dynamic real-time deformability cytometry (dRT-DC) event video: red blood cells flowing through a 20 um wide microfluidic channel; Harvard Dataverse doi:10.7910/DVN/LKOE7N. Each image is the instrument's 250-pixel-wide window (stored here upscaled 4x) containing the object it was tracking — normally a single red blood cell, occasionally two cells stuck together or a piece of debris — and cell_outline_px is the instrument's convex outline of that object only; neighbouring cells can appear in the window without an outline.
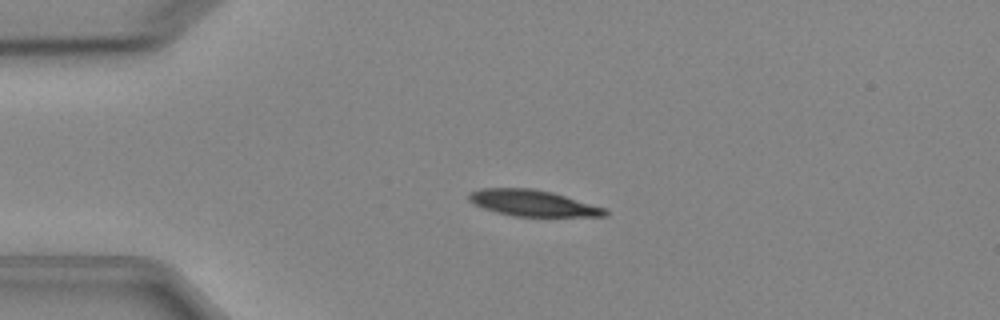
{"species": "Egyptian fruit bat (a non-hibernating species)", "species_latin": "Rousettus aegyptiacus", "temperature_condition": "cold", "stored_images_in_passage": 5, "camera_frame_rate_fps": 3000, "um_per_image_px": 0.085, "animal": {"sex": "female"}, "frame": {"image": 1, "passage_image": 4, "time_ms": 3.667, "image_size_px": [1000, 320], "cell_outline_px": [[608, 216], [512, 216], [496, 212], [484, 208], [468, 200], [468, 192], [480, 188], [532, 188], [552, 192], [608, 208]], "centroid_in_image_um": [45.31, 17.26], "position_along_channel_um": 39.7, "area_um2": 20.87}}